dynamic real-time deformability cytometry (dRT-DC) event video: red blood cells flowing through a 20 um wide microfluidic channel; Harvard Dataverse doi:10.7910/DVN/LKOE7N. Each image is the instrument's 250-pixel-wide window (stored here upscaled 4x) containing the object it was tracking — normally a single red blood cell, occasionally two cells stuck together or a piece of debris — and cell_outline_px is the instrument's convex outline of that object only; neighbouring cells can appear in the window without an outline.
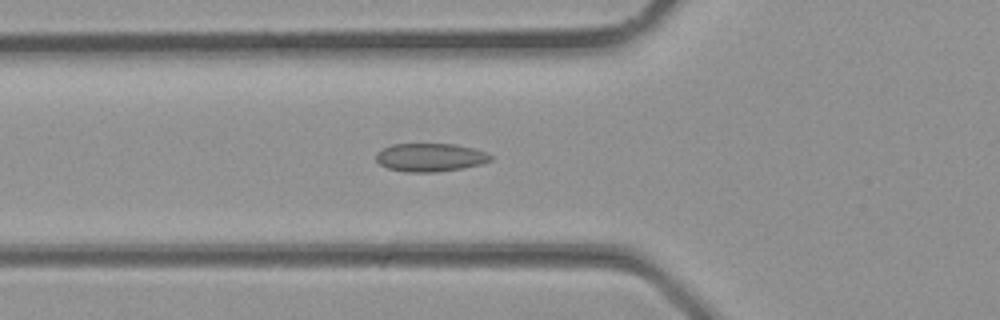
{"species": "common noctule bat (a hibernating species)", "species_latin": "Nyctalus noctula", "temperature_condition": "room temperature", "stored_images_in_passage": 24, "camera_frame_rate_fps": 3000, "um_per_image_px": 0.085, "animal": {"sex": "male", "body_mass_g": 23.1, "forearm_length_mm": 52.7}, "frame": {"image": 1, "passage_image": 2, "time_ms": 0.333, "image_size_px": [1000, 320], "cell_outline_px": [[492, 160], [484, 164], [436, 172], [404, 172], [388, 168], [380, 164], [376, 160], [376, 152], [392, 144], [456, 144], [488, 152], [492, 156]], "centroid_in_image_um": [36.59, 13.38], "position_along_channel_um": 89.2, "area_um2": 18.96}}
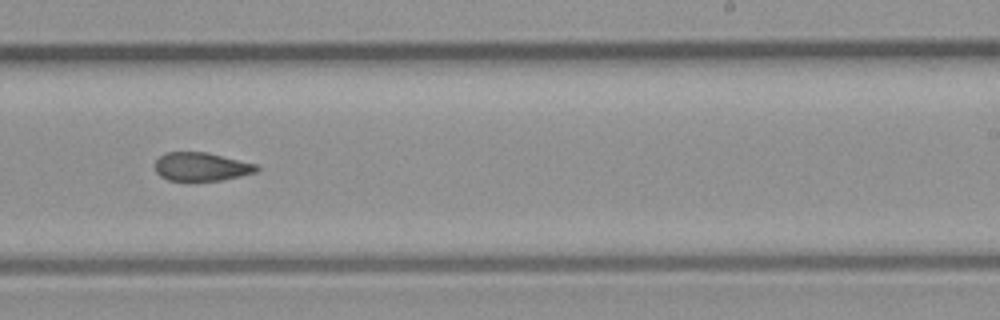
{"frame": {"image": 2, "passage_image": 11, "time_ms": 3.333, "image_size_px": [1000, 320], "cell_outline_px": [[260, 168], [256, 172], [240, 176], [220, 180], [168, 180], [160, 176], [156, 172], [156, 160], [164, 152], [208, 152], [256, 164]], "centroid_in_image_um": [17.11, 14.16], "position_along_channel_um": 271.9, "area_um2": 16.76}}
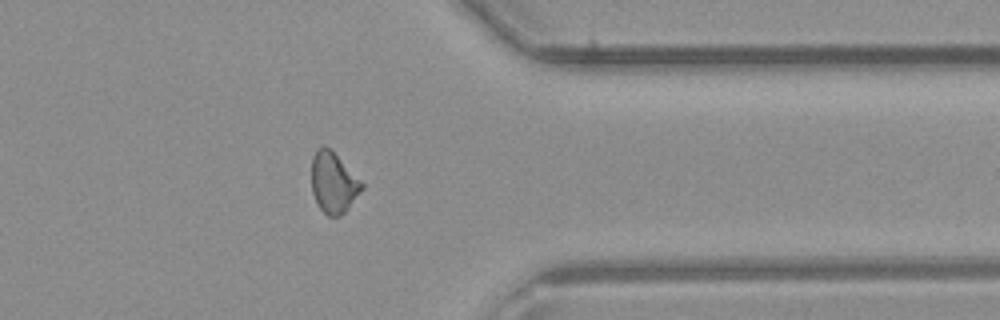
{"frame": {"image": 3, "passage_image": 17, "time_ms": 5.333, "image_size_px": [1000, 320], "cell_outline_px": [[364, 188], [344, 212], [340, 216], [328, 216], [316, 204], [312, 192], [312, 156], [316, 148], [328, 148], [364, 184]], "centroid_in_image_um": [28.32, 15.57], "position_along_channel_um": 383.1, "area_um2": 17.34}}